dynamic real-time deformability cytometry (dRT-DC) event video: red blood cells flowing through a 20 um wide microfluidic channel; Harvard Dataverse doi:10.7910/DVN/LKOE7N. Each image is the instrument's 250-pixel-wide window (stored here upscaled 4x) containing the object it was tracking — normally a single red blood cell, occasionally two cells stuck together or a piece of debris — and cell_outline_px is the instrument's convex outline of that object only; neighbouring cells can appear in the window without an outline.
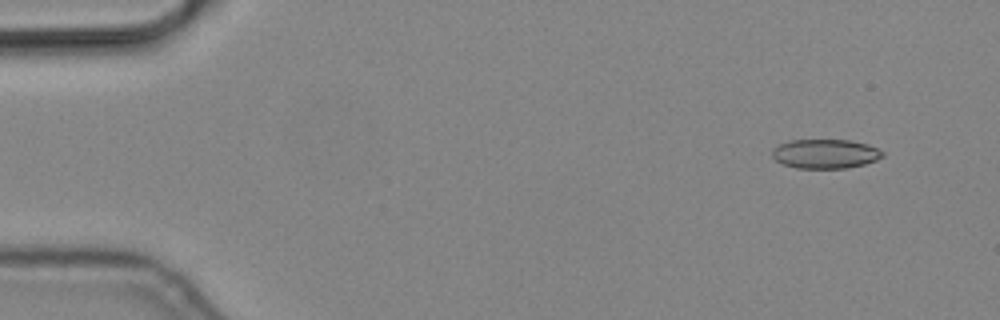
{"species": "common noctule bat (a hibernating species)", "species_latin": "Nyctalus noctula", "temperature_condition": "cold", "stored_images_in_passage": 7, "camera_frame_rate_fps": 3000, "um_per_image_px": 0.085, "animal": {"sex": "male", "body_mass_g": 19.2, "forearm_length_mm": 51.8}, "frame": {"image": 1, "passage_image": 2, "time_ms": 0.333, "image_size_px": [1000, 320], "cell_outline_px": [[884, 156], [876, 160], [864, 164], [848, 168], [796, 168], [784, 164], [776, 160], [772, 156], [772, 148], [780, 144], [792, 140], [848, 140], [868, 144], [884, 152]], "centroid_in_image_um": [70.16, 13.07], "position_along_channel_um": 14.8, "area_um2": 18.79}}
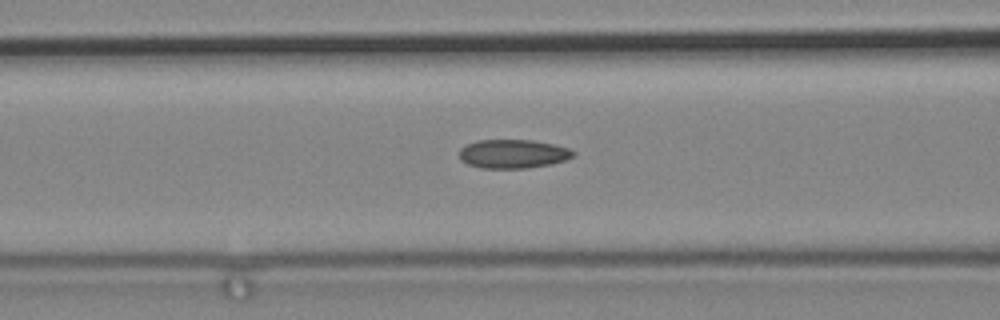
{"frame": {"image": 2, "passage_image": 7, "time_ms": 2.0, "image_size_px": [1000, 320], "cell_outline_px": [[576, 152], [572, 156], [564, 160], [552, 164], [528, 168], [480, 168], [468, 164], [460, 160], [460, 148], [464, 144], [476, 140], [532, 140], [552, 144], [568, 148]], "centroid_in_image_um": [43.56, 13.07], "position_along_channel_um": 123.0, "area_um2": 19.19}}